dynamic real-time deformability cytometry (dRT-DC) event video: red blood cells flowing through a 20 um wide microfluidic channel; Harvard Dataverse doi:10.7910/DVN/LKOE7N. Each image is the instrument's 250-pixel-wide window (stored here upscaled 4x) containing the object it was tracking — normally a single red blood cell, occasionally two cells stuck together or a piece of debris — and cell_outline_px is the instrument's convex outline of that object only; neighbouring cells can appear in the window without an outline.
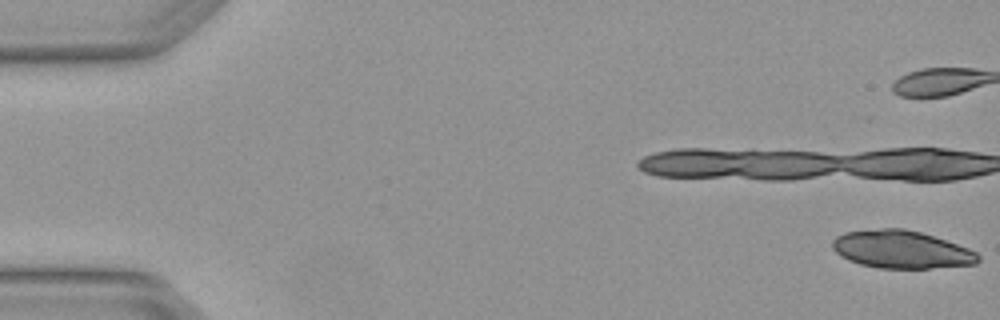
{"species": "Egyptian fruit bat (a non-hibernating species)", "species_latin": "Rousettus aegyptiacus", "temperature_condition": "warm", "stored_images_in_passage": 5, "camera_frame_rate_fps": 3000, "um_per_image_px": 0.085, "animal": {"sex": "female"}, "frame": {"image": 1, "passage_image": 1, "time_ms": 0.0, "image_size_px": [1000, 320], "cell_outline_px": [[980, 260], [976, 264], [928, 268], [880, 268], [860, 264], [848, 260], [840, 256], [832, 248], [832, 240], [836, 236], [844, 232], [880, 228], [904, 228], [920, 232], [968, 248], [976, 252], [980, 256]], "centroid_in_image_um": [76.58, 21.2], "position_along_channel_um": 8.4, "area_um2": 32.02}}